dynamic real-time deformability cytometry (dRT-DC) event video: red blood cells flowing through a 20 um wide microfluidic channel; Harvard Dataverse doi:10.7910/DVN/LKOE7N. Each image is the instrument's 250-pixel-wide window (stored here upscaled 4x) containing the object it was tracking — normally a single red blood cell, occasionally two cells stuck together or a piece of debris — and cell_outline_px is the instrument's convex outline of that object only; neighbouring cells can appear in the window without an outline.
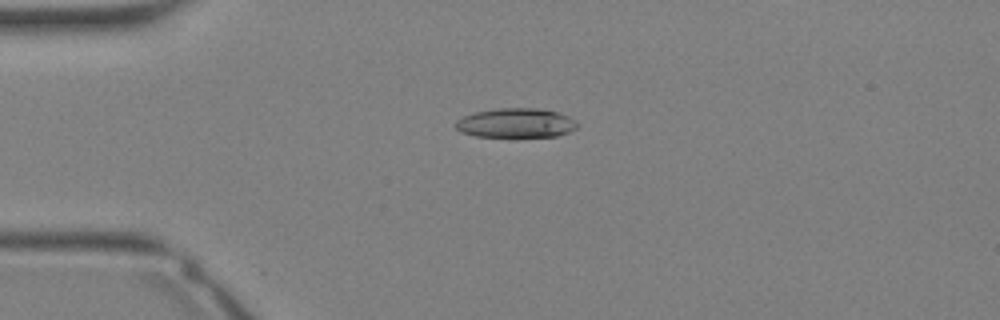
{"species": "Egyptian fruit bat (a non-hibernating species)", "species_latin": "Rousettus aegyptiacus", "temperature_condition": "warm", "stored_images_in_passage": 30, "camera_frame_rate_fps": 3000, "um_per_image_px": 0.085, "animal": {"sex": "female"}, "frame": {"image": 1, "passage_image": 4, "time_ms": 1.0, "image_size_px": [1000, 320], "cell_outline_px": [[580, 124], [576, 128], [568, 132], [556, 136], [476, 136], [460, 132], [452, 124], [456, 120], [464, 116], [476, 112], [496, 108], [536, 108], [556, 112], [568, 116], [576, 120]], "centroid_in_image_um": [43.84, 10.45], "position_along_channel_um": 41.2, "area_um2": 20.81}}
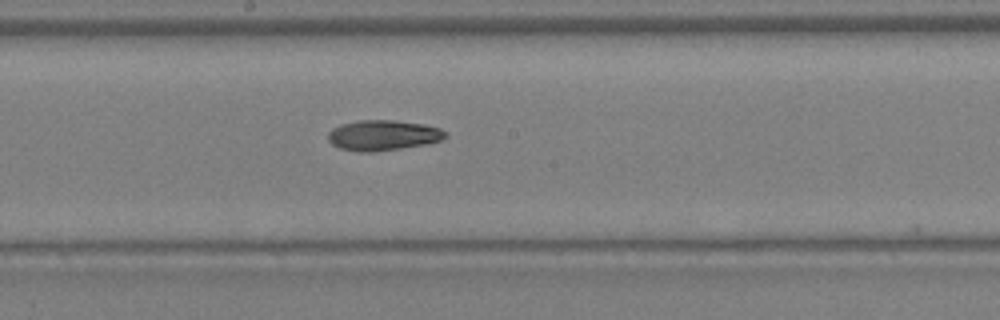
{"frame": {"image": 2, "passage_image": 14, "time_ms": 4.333, "image_size_px": [1000, 320], "cell_outline_px": [[448, 136], [444, 140], [428, 144], [372, 152], [360, 152], [340, 148], [332, 144], [328, 140], [328, 132], [332, 128], [340, 124], [360, 120], [392, 120], [424, 124], [440, 128], [448, 132]], "centroid_in_image_um": [32.59, 11.5], "position_along_channel_um": 215.6, "area_um2": 20.98}}
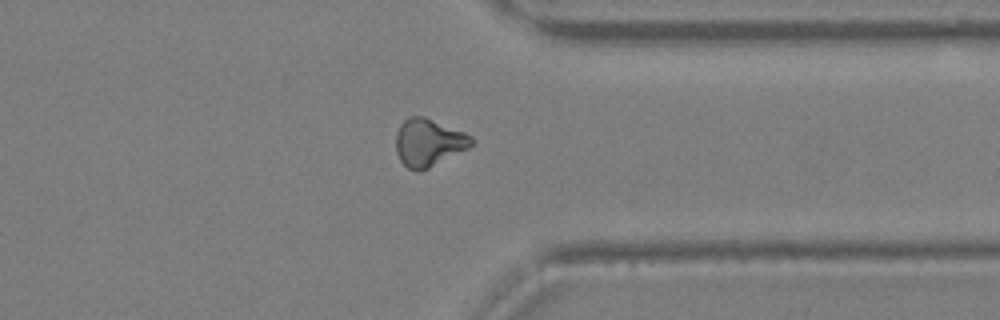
{"frame": {"image": 3, "passage_image": 22, "time_ms": 7.0, "image_size_px": [1000, 320], "cell_outline_px": [[476, 140], [468, 148], [428, 168], [408, 168], [400, 160], [396, 152], [396, 132], [400, 124], [408, 116], [424, 116], [464, 132], [472, 136]], "centroid_in_image_um": [36.43, 12.07], "position_along_channel_um": 375.0, "area_um2": 20.63}}